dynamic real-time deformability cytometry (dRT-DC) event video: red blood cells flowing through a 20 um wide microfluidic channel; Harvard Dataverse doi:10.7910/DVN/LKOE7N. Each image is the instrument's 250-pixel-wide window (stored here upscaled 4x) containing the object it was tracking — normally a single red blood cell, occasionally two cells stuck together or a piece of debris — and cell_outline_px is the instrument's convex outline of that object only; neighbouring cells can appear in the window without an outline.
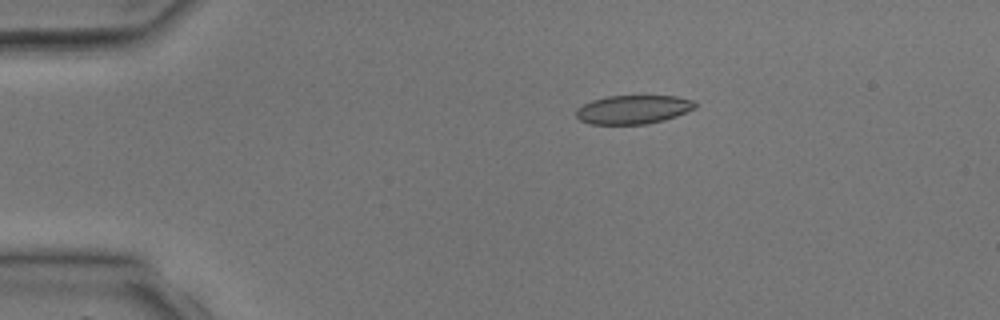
{"species": "common noctule bat (a hibernating species)", "species_latin": "Nyctalus noctula", "temperature_condition": "room temperature", "stored_images_in_passage": 2, "camera_frame_rate_fps": 3000, "um_per_image_px": 0.085, "animal": {"sex": "male", "body_mass_g": 17.9, "forearm_length_mm": 54.2}, "frame": {"image": 1, "passage_image": 1, "time_ms": 0.0, "image_size_px": [1000, 320], "cell_outline_px": [[696, 108], [676, 116], [664, 120], [644, 124], [588, 124], [580, 120], [576, 116], [576, 108], [592, 100], [604, 96], [676, 96], [692, 100], [696, 104]], "centroid_in_image_um": [53.8, 9.31], "position_along_channel_um": 31.2, "area_um2": 19.94}}
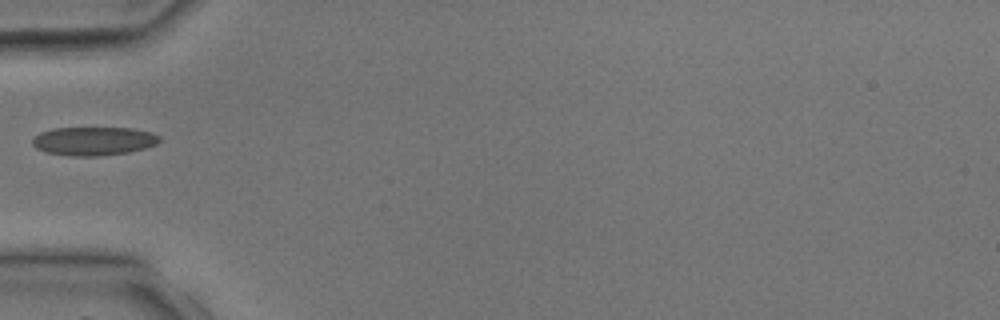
{"frame": {"image": 2, "passage_image": 2, "time_ms": 2.0, "image_size_px": [1000, 320], "cell_outline_px": [[160, 140], [156, 144], [144, 148], [128, 152], [100, 156], [72, 156], [44, 152], [36, 148], [32, 144], [32, 140], [40, 132], [52, 128], [132, 128], [152, 132], [160, 136]], "centroid_in_image_um": [7.95, 11.99], "position_along_channel_um": 77.1, "area_um2": 21.21}}